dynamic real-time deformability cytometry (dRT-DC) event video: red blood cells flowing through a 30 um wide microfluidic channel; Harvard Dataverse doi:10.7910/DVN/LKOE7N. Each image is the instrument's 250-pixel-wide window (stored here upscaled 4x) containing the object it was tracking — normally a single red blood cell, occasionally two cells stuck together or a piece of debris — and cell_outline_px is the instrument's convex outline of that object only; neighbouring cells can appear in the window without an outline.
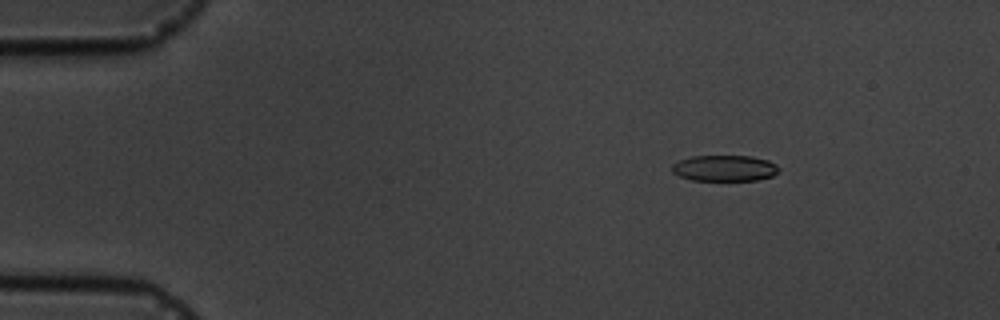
{"species": "common noctule bat (a hibernating species)", "species_latin": "Nyctalus noctula", "temperature_condition": "cold", "stored_images_in_passage": 17, "camera_frame_rate_fps": 3000, "um_per_image_px": 0.085, "animal": {"sex": "male", "body_mass_g": 19.5, "forearm_length_mm": 54.6}, "frame": {"image": 1, "passage_image": 3, "time_ms": 2.333, "image_size_px": [1000, 320], "cell_outline_px": [[780, 172], [772, 176], [756, 180], [692, 180], [680, 176], [672, 172], [672, 164], [680, 160], [692, 156], [752, 156], [768, 160], [776, 164], [780, 168]], "centroid_in_image_um": [61.62, 14.29], "position_along_channel_um": 23.4, "area_um2": 16.24}}
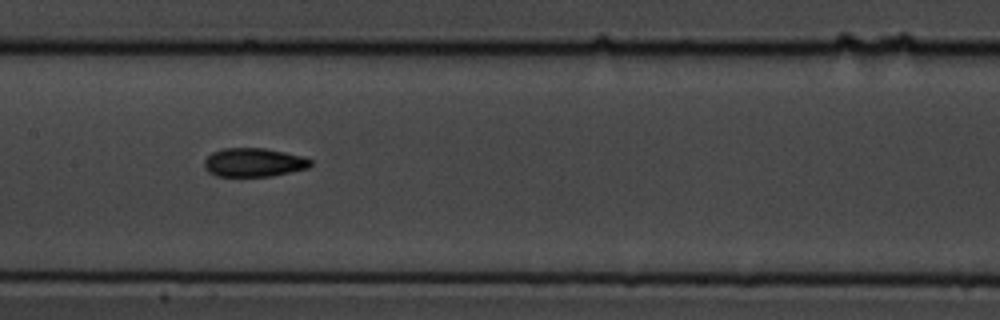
{"frame": {"image": 2, "passage_image": 9, "time_ms": 9.0, "image_size_px": [1000, 320], "cell_outline_px": [[312, 164], [308, 168], [272, 176], [216, 176], [208, 172], [204, 168], [204, 160], [212, 152], [224, 148], [264, 148], [304, 156], [312, 160]], "centroid_in_image_um": [21.57, 13.8], "position_along_channel_um": 185.8, "area_um2": 17.86}}
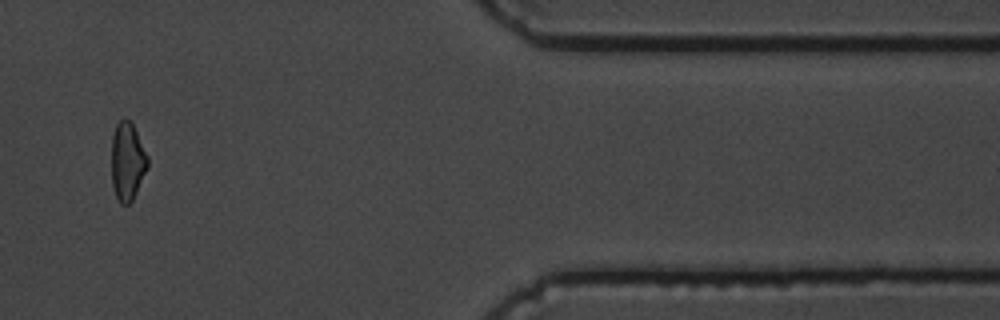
{"frame": {"image": 3, "passage_image": 15, "time_ms": 16.0, "image_size_px": [1000, 320], "cell_outline_px": [[148, 168], [132, 200], [128, 204], [120, 204], [116, 196], [112, 184], [112, 136], [116, 124], [124, 116], [132, 124], [148, 156]], "centroid_in_image_um": [10.82, 13.71], "position_along_channel_um": 400.6, "area_um2": 16.36}, "authors_computed_cell_mechanics": {"area_um2": 17.1666, "velocity_mm_per_s": 3.575, "shape_relaxation_time_tau1_ms": 2.7756, "shape_relaxation_time_tau2_ms": 5.4862, "deformation_change_tau1": 0.1237, "deformation_change_tau2": 0.0894}}